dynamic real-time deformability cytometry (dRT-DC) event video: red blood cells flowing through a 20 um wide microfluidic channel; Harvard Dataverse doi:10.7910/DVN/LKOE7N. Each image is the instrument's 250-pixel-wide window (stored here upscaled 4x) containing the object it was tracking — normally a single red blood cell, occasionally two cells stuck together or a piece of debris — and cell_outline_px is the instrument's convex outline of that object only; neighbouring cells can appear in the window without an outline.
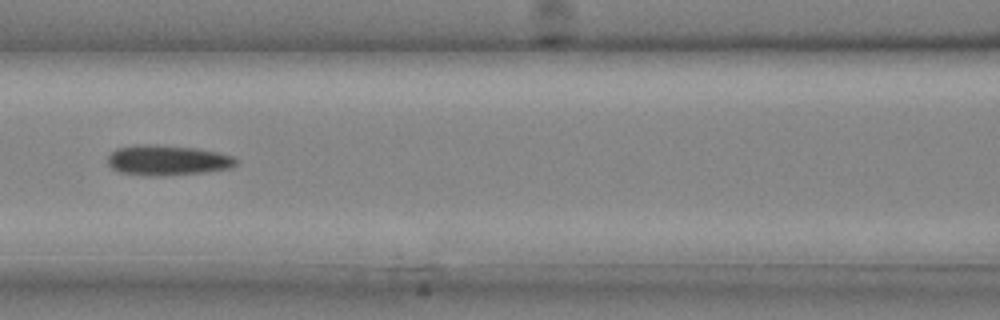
{"species": "common noctule bat (a hibernating species)", "species_latin": "Nyctalus noctula", "temperature_condition": "cold", "stored_images_in_passage": 29, "camera_frame_rate_fps": 3000, "um_per_image_px": 0.085, "animal": {"sex": "male", "body_mass_g": 20.4}, "frame": {"image": 1, "passage_image": 12, "time_ms": 3.667, "image_size_px": [1000, 320], "cell_outline_px": [[240, 164], [232, 168], [204, 172], [156, 176], [148, 176], [120, 172], [112, 168], [108, 164], [108, 156], [116, 148], [136, 144], [152, 144], [196, 148], [216, 152], [232, 156], [240, 160]], "centroid_in_image_um": [14.26, 13.62], "position_along_channel_um": 152.3, "area_um2": 22.77}}
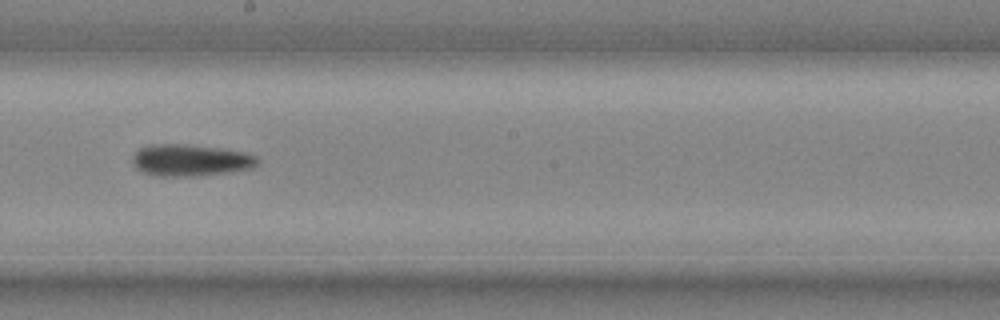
{"frame": {"image": 2, "passage_image": 16, "time_ms": 5.0, "image_size_px": [1000, 320], "cell_outline_px": [[260, 160], [256, 168], [228, 172], [196, 176], [160, 176], [144, 172], [136, 168], [132, 164], [132, 156], [140, 148], [152, 144], [180, 144], [220, 148], [244, 152], [256, 156]], "centroid_in_image_um": [16.22, 13.62], "position_along_channel_um": 232.0, "area_um2": 23.18}}
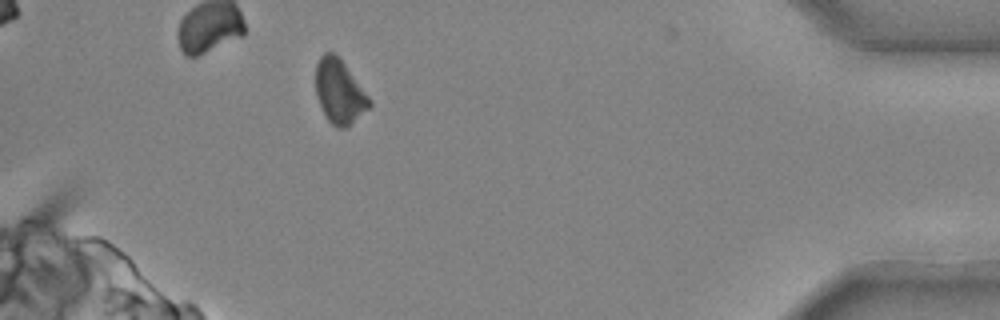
{"frame": {"image": 3, "passage_image": 27, "time_ms": 8.667, "image_size_px": [1000, 320], "cell_outline_px": [[372, 104], [348, 128], [336, 128], [328, 120], [316, 96], [316, 64], [320, 56], [324, 52], [332, 52], [344, 64], [372, 100]], "centroid_in_image_um": [28.85, 7.82], "position_along_channel_um": 406.3, "area_um2": 19.83}}